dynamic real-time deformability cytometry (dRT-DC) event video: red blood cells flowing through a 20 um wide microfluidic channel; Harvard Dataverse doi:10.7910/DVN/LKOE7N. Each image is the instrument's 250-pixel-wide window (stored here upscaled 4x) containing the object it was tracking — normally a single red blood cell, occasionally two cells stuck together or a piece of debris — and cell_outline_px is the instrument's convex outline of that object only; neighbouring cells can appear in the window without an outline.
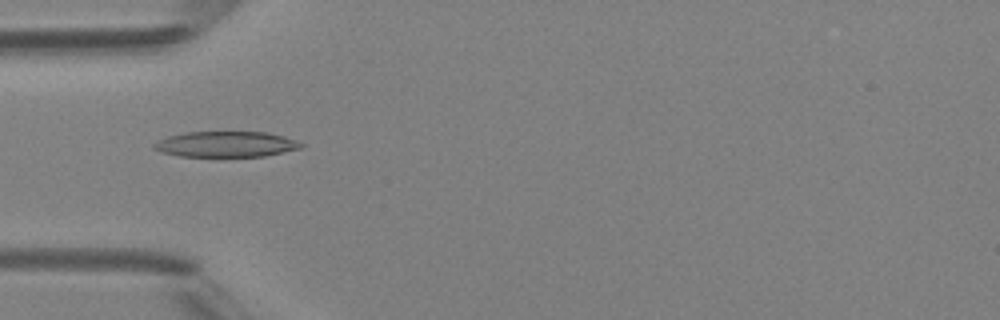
{"species": "Egyptian fruit bat (a non-hibernating species)", "species_latin": "Rousettus aegyptiacus", "temperature_condition": "room temperature", "stored_images_in_passage": 6, "camera_frame_rate_fps": 3000, "um_per_image_px": 0.085, "animal": {"sex": "female"}, "frame": {"image": 1, "passage_image": 5, "time_ms": 4.667, "image_size_px": [1000, 320], "cell_outline_px": [[304, 144], [300, 148], [264, 156], [180, 156], [164, 152], [152, 148], [152, 144], [168, 136], [188, 132], [268, 132], [284, 136], [296, 140]], "centroid_in_image_um": [19.22, 12.25], "position_along_channel_um": 65.8, "area_um2": 21.73}}
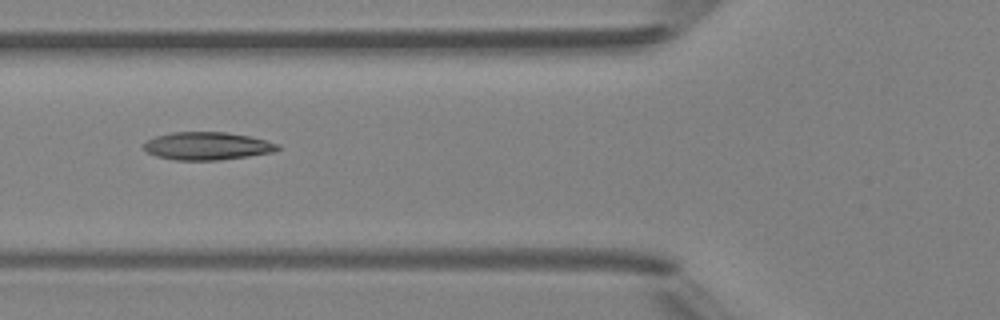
{"frame": {"image": 2, "passage_image": 6, "time_ms": 5.667, "image_size_px": [1000, 320], "cell_outline_px": [[280, 148], [272, 152], [248, 156], [220, 160], [176, 160], [156, 156], [148, 152], [144, 148], [144, 144], [148, 140], [156, 136], [172, 132], [228, 132], [248, 136], [280, 144]], "centroid_in_image_um": [17.61, 12.41], "position_along_channel_um": 108.2, "area_um2": 21.56}}